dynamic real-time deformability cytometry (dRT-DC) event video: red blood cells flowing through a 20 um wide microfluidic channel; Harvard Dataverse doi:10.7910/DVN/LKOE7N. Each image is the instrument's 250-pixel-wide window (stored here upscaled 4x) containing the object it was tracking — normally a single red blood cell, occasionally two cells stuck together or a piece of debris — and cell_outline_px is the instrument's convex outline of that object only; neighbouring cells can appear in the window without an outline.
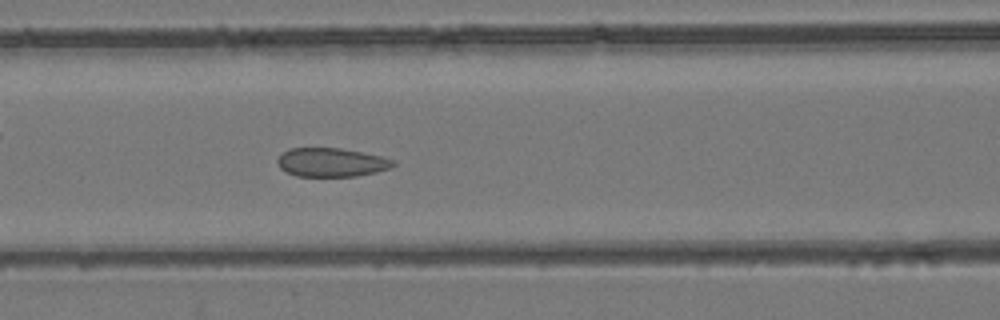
{"species": "common noctule bat (a hibernating species)", "species_latin": "Nyctalus noctula", "temperature_condition": "room temperature", "stored_images_in_passage": 46, "camera_frame_rate_fps": 3000, "um_per_image_px": 0.085, "animal": {"sex": "female", "body_mass_g": 24.6, "forearm_length_mm": 56.2}, "frame": {"image": 1, "passage_image": 16, "time_ms": 5.0, "image_size_px": [1000, 320], "cell_outline_px": [[396, 164], [392, 168], [376, 172], [356, 176], [296, 176], [280, 168], [276, 160], [288, 148], [340, 148], [380, 156], [396, 160]], "centroid_in_image_um": [28.19, 13.8], "position_along_channel_um": 138.4, "area_um2": 19.36}}
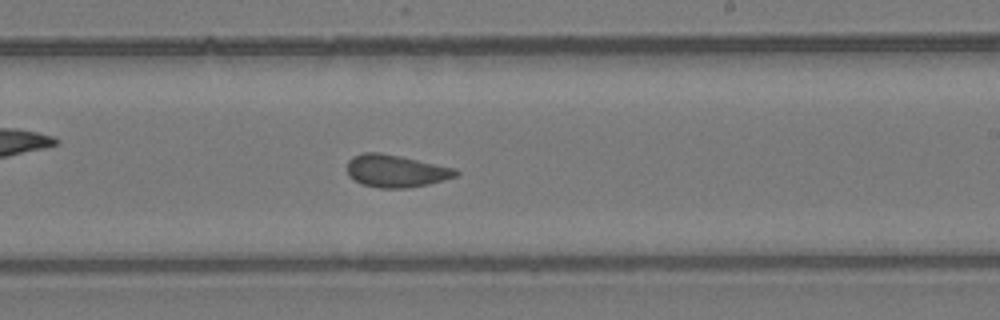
{"frame": {"image": 2, "passage_image": 25, "time_ms": 8.0, "image_size_px": [1000, 320], "cell_outline_px": [[460, 172], [456, 176], [444, 180], [428, 184], [408, 188], [380, 188], [364, 184], [348, 176], [348, 160], [352, 156], [364, 152], [380, 152], [400, 156], [456, 168]], "centroid_in_image_um": [33.66, 14.52], "position_along_channel_um": 255.3, "area_um2": 20.52}}
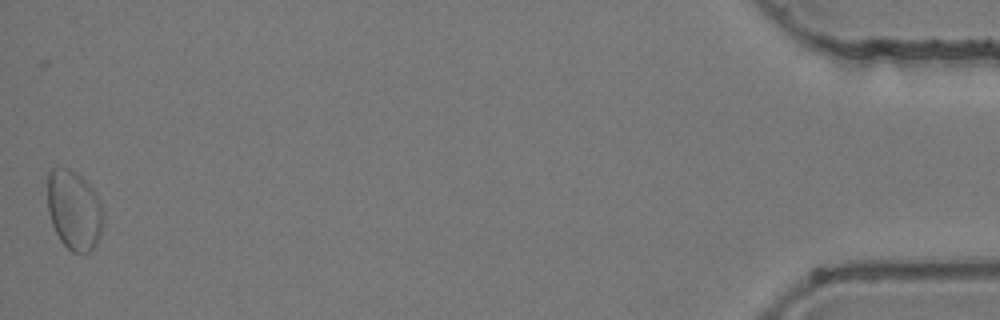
{"frame": {"image": 3, "passage_image": 46, "time_ms": 15.0, "image_size_px": [1000, 320], "cell_outline_px": [[104, 220], [100, 236], [96, 244], [88, 252], [72, 252], [60, 240], [52, 224], [48, 212], [48, 172], [52, 168], [68, 168], [80, 176], [92, 188], [100, 200], [104, 208]], "centroid_in_image_um": [6.32, 17.86], "position_along_channel_um": 428.9, "area_um2": 25.89}, "authors_computed_cell_mechanics": {"area_um2": 20.7502, "velocity_mm_per_s": 3.9015, "shape_relaxation_time_tau1_ms": null, "shape_relaxation_time_tau2_ms": 1.4491, "deformation_change_tau1": null, "deformation_change_tau2": 0.0624}}